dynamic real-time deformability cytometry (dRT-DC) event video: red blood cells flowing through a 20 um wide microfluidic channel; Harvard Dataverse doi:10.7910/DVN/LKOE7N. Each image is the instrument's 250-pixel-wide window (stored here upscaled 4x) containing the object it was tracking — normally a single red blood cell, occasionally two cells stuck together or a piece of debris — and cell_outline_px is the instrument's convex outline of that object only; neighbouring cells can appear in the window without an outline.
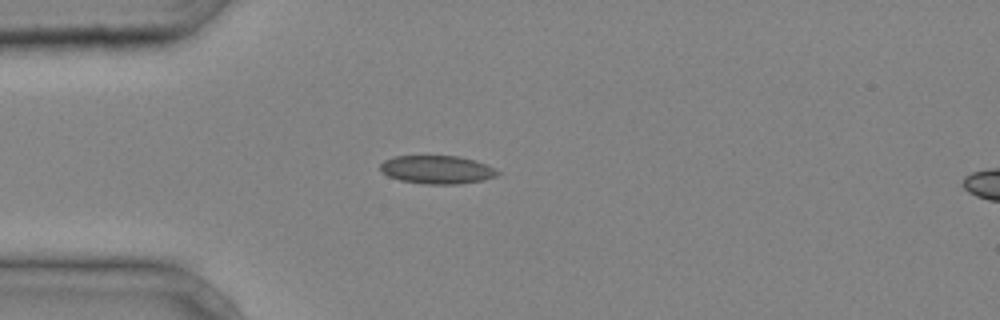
{"species": "common noctule bat (a hibernating species)", "species_latin": "Nyctalus noctula", "temperature_condition": "cold", "stored_images_in_passage": 31, "camera_frame_rate_fps": 3000, "um_per_image_px": 0.085, "animal": {"sex": "male", "body_mass_g": 20.4}, "frame": {"image": 1, "passage_image": 1, "time_ms": 0.0, "image_size_px": [1000, 320], "cell_outline_px": [[500, 172], [496, 176], [484, 180], [460, 184], [428, 184], [400, 180], [388, 176], [380, 168], [380, 164], [384, 160], [396, 156], [460, 156], [476, 160]], "centroid_in_image_um": [37.16, 14.42], "position_along_channel_um": 47.8, "area_um2": 19.19}}
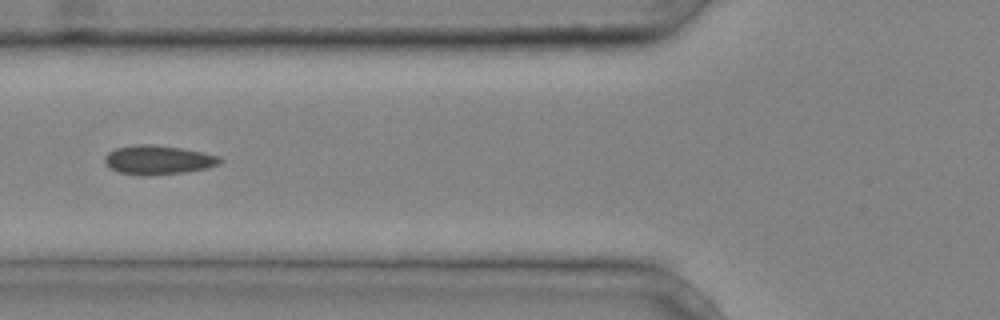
{"frame": {"image": 2, "passage_image": 6, "time_ms": 1.667, "image_size_px": [1000, 320], "cell_outline_px": [[224, 160], [216, 164], [204, 168], [184, 172], [120, 172], [112, 168], [104, 160], [104, 156], [108, 152], [116, 148], [136, 144], [152, 144], [180, 148], [220, 156]], "centroid_in_image_um": [13.45, 13.52], "position_along_channel_um": 112.3, "area_um2": 18.26}}
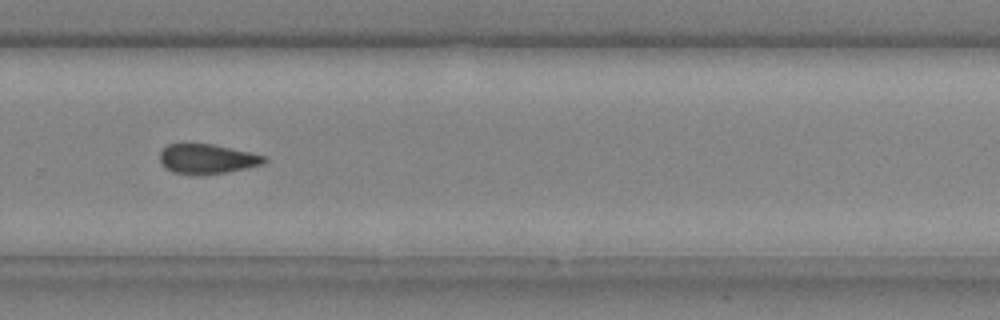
{"frame": {"image": 3, "passage_image": 19, "time_ms": 6.0, "image_size_px": [1000, 320], "cell_outline_px": [[268, 160], [264, 164], [228, 172], [172, 172], [160, 160], [160, 152], [168, 144], [212, 144], [268, 156]], "centroid_in_image_um": [17.69, 13.47], "position_along_channel_um": 312.1, "area_um2": 17.34}}